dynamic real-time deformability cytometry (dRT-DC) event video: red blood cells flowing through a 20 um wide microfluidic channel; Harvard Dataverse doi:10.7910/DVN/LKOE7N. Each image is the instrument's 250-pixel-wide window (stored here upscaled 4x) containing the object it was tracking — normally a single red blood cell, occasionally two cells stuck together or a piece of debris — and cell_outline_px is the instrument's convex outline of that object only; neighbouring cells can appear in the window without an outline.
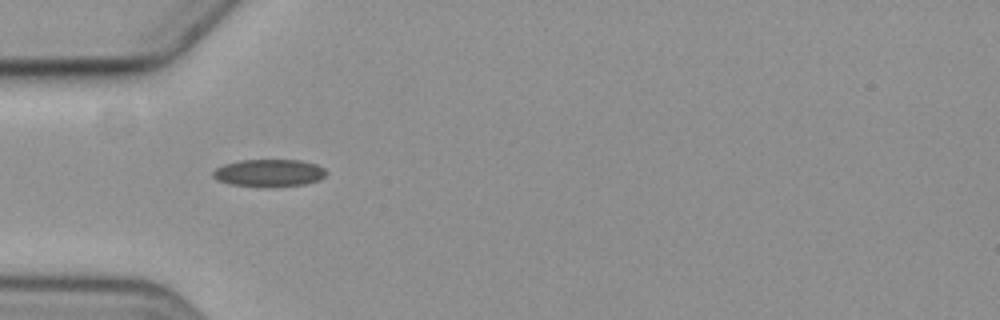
{"species": "common noctule bat (a hibernating species)", "species_latin": "Nyctalus noctula", "temperature_condition": "cold", "stored_images_in_passage": 11, "camera_frame_rate_fps": 3000, "um_per_image_px": 0.085, "animal": {"sex": "female", "body_mass_g": 19.3, "forearm_length_mm": 54.1}, "frame": {"image": 1, "passage_image": 1, "time_ms": 0.0, "image_size_px": [1000, 320], "cell_outline_px": [[328, 172], [320, 180], [304, 184], [264, 188], [232, 184], [216, 180], [212, 176], [212, 172], [216, 168], [224, 164], [240, 160], [300, 160], [316, 164], [324, 168]], "centroid_in_image_um": [22.87, 14.71], "position_along_channel_um": 62.1, "area_um2": 18.32}}
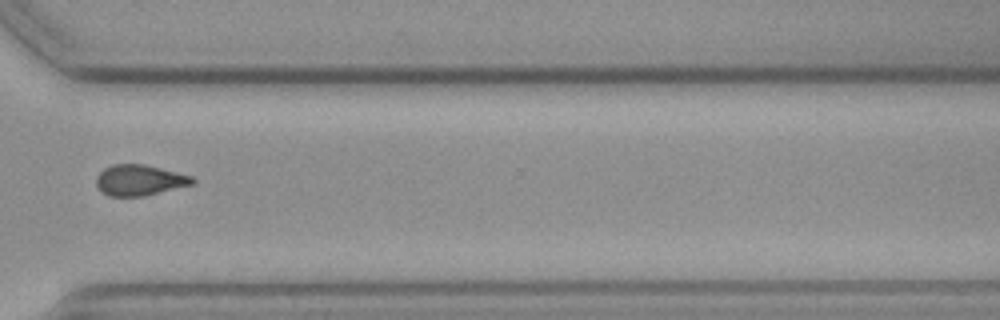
{"frame": {"image": 2, "passage_image": 8, "time_ms": 8.333, "image_size_px": [1000, 320], "cell_outline_px": [[196, 184], [144, 196], [108, 196], [100, 192], [96, 184], [96, 176], [104, 168], [112, 164], [144, 164], [192, 176], [196, 180]], "centroid_in_image_um": [11.86, 15.32], "position_along_channel_um": 358.7, "area_um2": 17.46}}
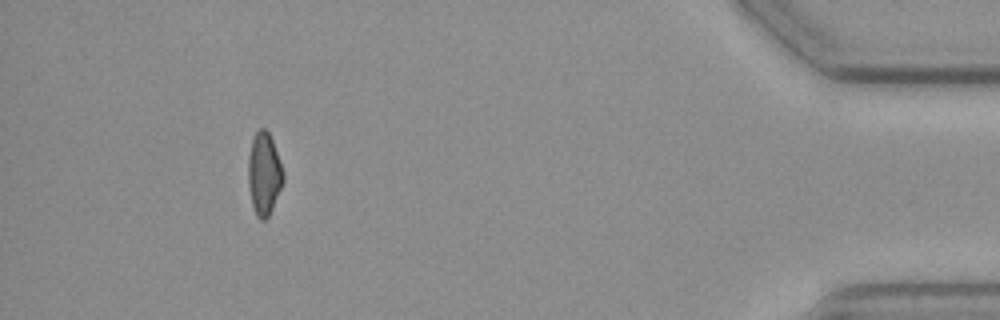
{"frame": {"image": 3, "passage_image": 10, "time_ms": 11.667, "image_size_px": [1000, 320], "cell_outline_px": [[284, 180], [272, 208], [268, 216], [264, 220], [260, 220], [256, 216], [252, 204], [248, 184], [248, 160], [252, 140], [256, 132], [260, 128], [264, 128], [268, 132], [272, 140], [284, 172]], "centroid_in_image_um": [22.44, 14.78], "position_along_channel_um": 412.8, "area_um2": 16.65}, "authors_computed_cell_mechanics": {"area_um2": 17.4556, "velocity_mm_per_s": 3.5957, "shape_relaxation_time_tau1_ms": null, "shape_relaxation_time_tau2_ms": 7.356, "deformation_change_tau1": null, "deformation_change_tau2": 0.1024}}